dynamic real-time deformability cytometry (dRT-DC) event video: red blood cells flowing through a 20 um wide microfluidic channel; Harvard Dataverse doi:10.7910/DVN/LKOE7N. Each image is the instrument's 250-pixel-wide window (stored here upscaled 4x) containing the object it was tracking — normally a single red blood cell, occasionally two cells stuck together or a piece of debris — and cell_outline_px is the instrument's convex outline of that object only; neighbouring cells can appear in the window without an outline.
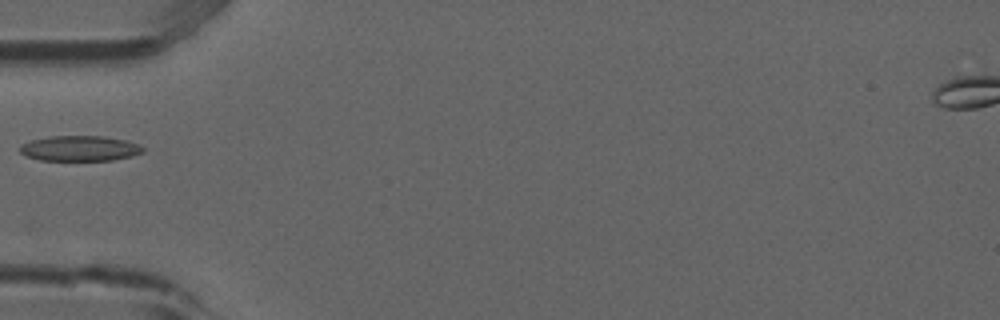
{"species": "common noctule bat (a hibernating species)", "species_latin": "Nyctalus noctula", "temperature_condition": "room temperature", "stored_images_in_passage": 7, "camera_frame_rate_fps": 3000, "um_per_image_px": 0.085, "animal": {"sex": "male", "forearm_length_mm": 52.5}, "frame": {"image": 1, "passage_image": 5, "time_ms": 1.333, "image_size_px": [1000, 320], "cell_outline_px": [[144, 152], [132, 156], [112, 160], [40, 160], [28, 156], [20, 152], [20, 144], [32, 140], [48, 136], [104, 136], [128, 140], [140, 144], [144, 148]], "centroid_in_image_um": [6.82, 12.6], "position_along_channel_um": 78.2, "area_um2": 18.26}}
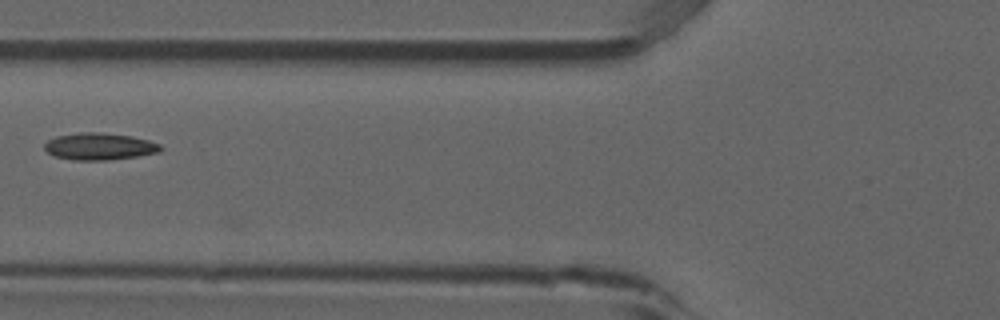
{"frame": {"image": 2, "passage_image": 6, "time_ms": 1.667, "image_size_px": [1000, 320], "cell_outline_px": [[164, 148], [160, 152], [136, 156], [108, 160], [72, 160], [56, 156], [48, 152], [44, 148], [44, 144], [48, 140], [56, 136], [80, 132], [100, 132], [132, 136], [148, 140], [160, 144]], "centroid_in_image_um": [8.47, 12.44], "position_along_channel_um": 117.3, "area_um2": 18.26}}
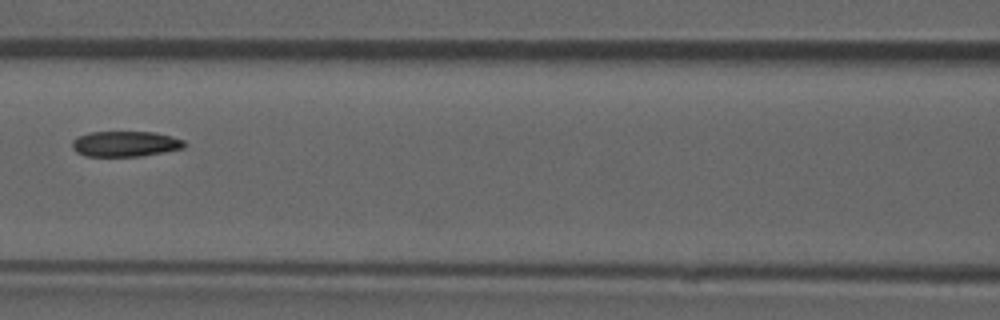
{"frame": {"image": 3, "passage_image": 7, "time_ms": 2.0, "image_size_px": [1000, 320], "cell_outline_px": [[188, 144], [184, 148], [164, 152], [140, 156], [84, 156], [76, 152], [72, 148], [72, 140], [88, 132], [156, 132], [172, 136], [184, 140]], "centroid_in_image_um": [10.67, 12.23], "position_along_channel_um": 155.9, "area_um2": 16.82}}